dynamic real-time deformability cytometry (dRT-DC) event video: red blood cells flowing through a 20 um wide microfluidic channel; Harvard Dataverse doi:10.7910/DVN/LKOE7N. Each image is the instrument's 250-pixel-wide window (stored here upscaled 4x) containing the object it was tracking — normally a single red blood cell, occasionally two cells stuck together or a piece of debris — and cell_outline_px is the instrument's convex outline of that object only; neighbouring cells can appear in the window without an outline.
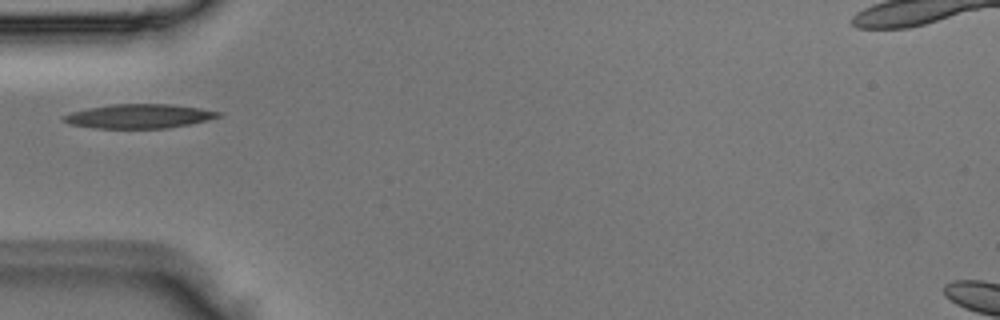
{"species": "Egyptian fruit bat (a non-hibernating species)", "species_latin": "Rousettus aegyptiacus", "temperature_condition": "room temperature", "stored_images_in_passage": 2, "camera_frame_rate_fps": 3000, "um_per_image_px": 0.085, "animal": {"sex": "male"}, "frame": {"image": 1, "passage_image": 2, "time_ms": 0.333, "image_size_px": [1000, 320], "cell_outline_px": [[220, 116], [188, 124], [168, 128], [92, 128], [68, 124], [64, 120], [64, 116], [72, 112], [88, 108], [112, 104], [168, 104], [200, 108], [220, 112]], "centroid_in_image_um": [11.78, 9.88], "position_along_channel_um": 73.2, "area_um2": 21.44}}